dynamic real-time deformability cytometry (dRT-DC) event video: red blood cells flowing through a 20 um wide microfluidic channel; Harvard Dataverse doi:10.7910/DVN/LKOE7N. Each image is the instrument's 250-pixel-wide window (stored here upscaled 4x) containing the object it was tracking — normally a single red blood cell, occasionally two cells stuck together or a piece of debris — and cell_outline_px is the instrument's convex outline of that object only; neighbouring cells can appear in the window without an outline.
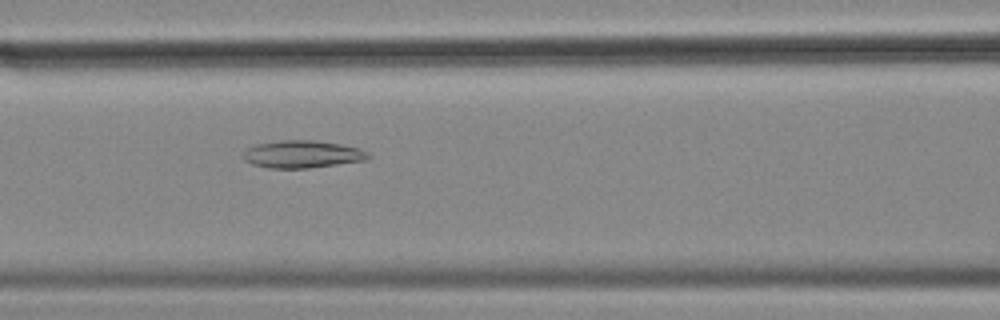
{"species": "common noctule bat (a hibernating species)", "species_latin": "Nyctalus noctula", "temperature_condition": "cold", "stored_images_in_passage": 45, "camera_frame_rate_fps": 3000, "um_per_image_px": 0.085, "animal": {"sex": "female", "body_mass_g": 18.4}, "frame": {"image": 1, "passage_image": 13, "time_ms": 4.0, "image_size_px": [1000, 320], "cell_outline_px": [[372, 156], [368, 160], [308, 168], [268, 168], [252, 164], [244, 160], [244, 152], [248, 148], [256, 144], [284, 140], [316, 140], [340, 144], [360, 148], [368, 152]], "centroid_in_image_um": [25.74, 13.11], "position_along_channel_um": 140.9, "area_um2": 20.06}}
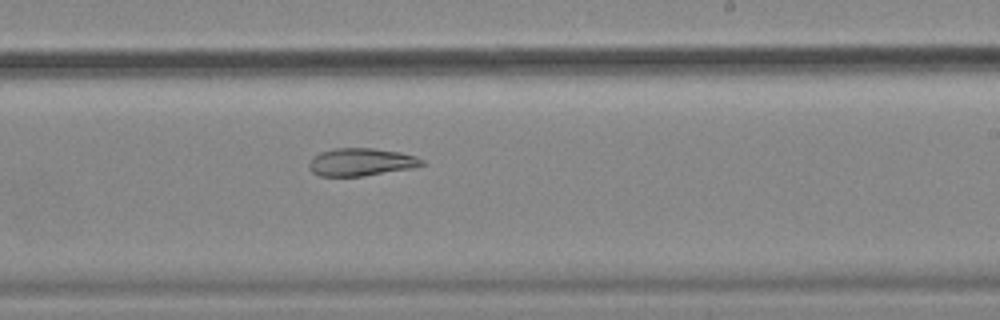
{"frame": {"image": 2, "passage_image": 23, "time_ms": 7.333, "image_size_px": [1000, 320], "cell_outline_px": [[424, 164], [416, 168], [360, 176], [320, 176], [312, 172], [308, 168], [308, 164], [312, 156], [320, 152], [336, 148], [372, 148], [400, 152], [416, 156], [424, 160]], "centroid_in_image_um": [30.69, 13.77], "position_along_channel_um": 258.3, "area_um2": 18.38}}
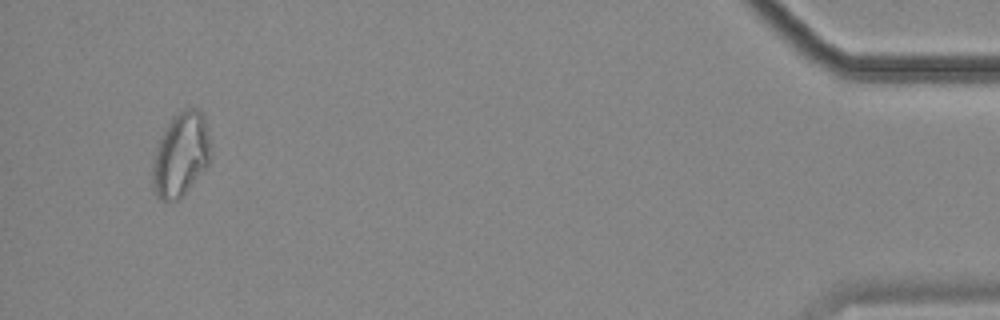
{"frame": {"image": 3, "passage_image": 43, "time_ms": 14.0, "image_size_px": [1000, 320], "cell_outline_px": [[208, 164], [188, 188], [176, 200], [160, 200], [152, 192], [152, 164], [156, 148], [164, 128], [172, 116], [184, 108], [196, 108], [204, 116], [208, 136]], "centroid_in_image_um": [15.3, 13.13], "position_along_channel_um": 419.9, "area_um2": 27.98}, "authors_computed_cell_mechanics": {"area_um2": 20.9814, "velocity_mm_per_s": 3.5369, "shape_relaxation_time_tau1_ms": null, "shape_relaxation_time_tau2_ms": 8.4402, "deformation_change_tau1": null, "deformation_change_tau2": 0.1757}}